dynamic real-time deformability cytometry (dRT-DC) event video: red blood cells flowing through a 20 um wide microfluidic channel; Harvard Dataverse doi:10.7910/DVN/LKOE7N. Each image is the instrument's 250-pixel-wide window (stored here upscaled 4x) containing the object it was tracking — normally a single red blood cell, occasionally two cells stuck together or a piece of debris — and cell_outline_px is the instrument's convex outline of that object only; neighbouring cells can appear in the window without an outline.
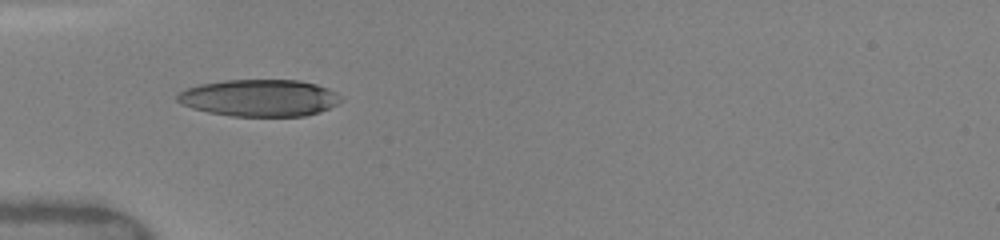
{"species": "human", "species_latin": "Homo sapiens", "temperature_condition": "warm", "stored_images_in_passage": 21, "camera_frame_rate_fps": 3000, "um_per_image_px": 0.085, "donor": {"sex": "female"}, "frame": {"image": 1, "passage_image": 1, "time_ms": 0.0, "image_size_px": [1000, 240], "cell_outline_px": [[344, 100], [320, 112], [304, 116], [232, 116], [208, 112], [192, 108], [180, 104], [176, 100], [176, 96], [180, 92], [188, 88], [200, 84], [224, 80], [300, 80], [316, 84], [328, 88], [336, 92]], "centroid_in_image_um": [22.06, 8.32], "position_along_channel_um": 62.9, "area_um2": 35.32}}
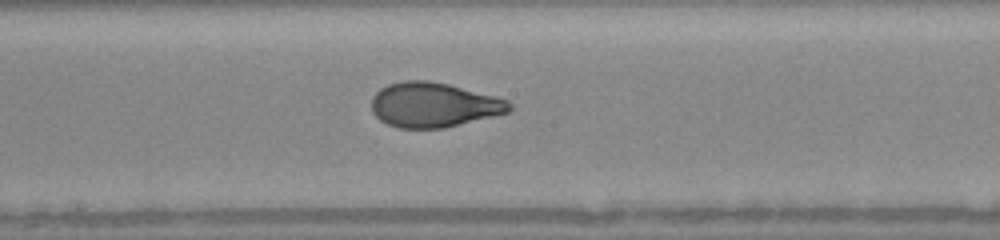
{"frame": {"image": 2, "passage_image": 8, "time_ms": 3.667, "image_size_px": [1000, 240], "cell_outline_px": [[512, 108], [508, 112], [444, 128], [396, 128], [380, 120], [372, 112], [372, 96], [380, 88], [388, 84], [404, 80], [428, 80], [448, 84], [496, 96], [508, 100], [512, 104]], "centroid_in_image_um": [36.84, 8.91], "position_along_channel_um": 211.4, "area_um2": 35.95}}
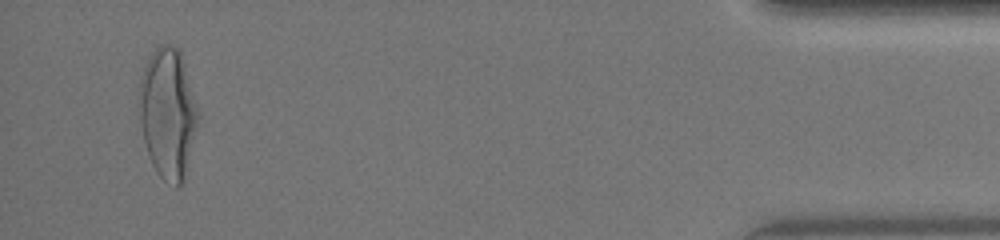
{"frame": {"image": 3, "passage_image": 20, "time_ms": 10.333, "image_size_px": [1000, 240], "cell_outline_px": [[200, 116], [184, 180], [176, 188], [164, 180], [156, 172], [148, 156], [144, 140], [140, 120], [140, 84], [144, 68], [148, 56], [160, 44], [172, 44], [180, 52], [200, 112]], "centroid_in_image_um": [14.29, 9.64], "position_along_channel_um": 420.9, "area_um2": 44.62}, "authors_computed_cell_mechanics": {"area_um2": 36.4718, "velocity_mm_per_s": 4.1269, "shape_relaxation_time_tau1_ms": 5.6107, "shape_relaxation_time_tau2_ms": null, "deformation_change_tau1": 0.2196, "deformation_change_tau2": null}}